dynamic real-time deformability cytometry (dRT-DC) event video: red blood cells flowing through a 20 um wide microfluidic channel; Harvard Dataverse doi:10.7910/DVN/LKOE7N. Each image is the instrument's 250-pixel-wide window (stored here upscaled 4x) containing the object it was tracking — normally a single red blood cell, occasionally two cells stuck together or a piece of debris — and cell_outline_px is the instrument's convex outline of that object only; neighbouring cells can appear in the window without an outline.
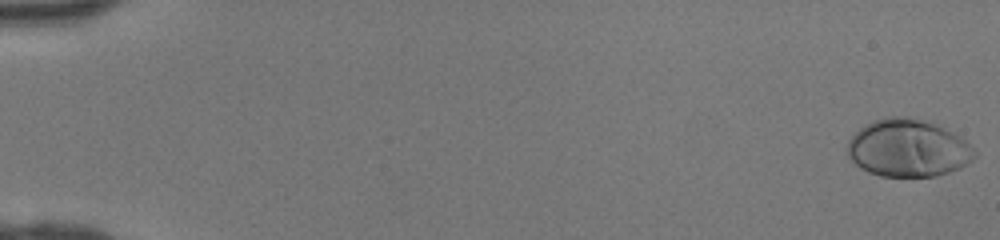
{"species": "human", "species_latin": "Homo sapiens", "temperature_condition": "room temperature", "stored_images_in_passage": 47, "camera_frame_rate_fps": 3000, "um_per_image_px": 0.085, "donor": {"sex": "female"}, "frame": {"image": 1, "passage_image": 1, "time_ms": 0.0, "image_size_px": [1000, 240], "cell_outline_px": [[976, 156], [972, 160], [960, 168], [936, 176], [880, 176], [868, 172], [860, 168], [848, 156], [848, 140], [864, 124], [872, 120], [888, 116], [908, 116], [932, 120], [952, 132], [964, 140], [976, 152]], "centroid_in_image_um": [77.17, 12.56], "position_along_channel_um": 7.8, "area_um2": 42.95}}
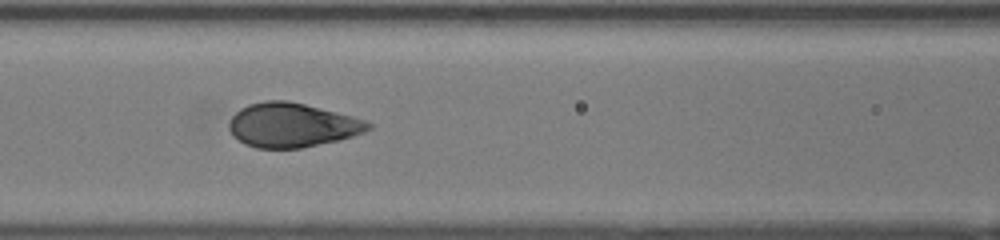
{"frame": {"image": 2, "passage_image": 22, "time_ms": 7.0, "image_size_px": [1000, 240], "cell_outline_px": [[372, 128], [364, 132], [352, 136], [336, 140], [300, 148], [256, 148], [244, 144], [232, 136], [228, 128], [228, 124], [232, 116], [240, 108], [248, 104], [264, 100], [288, 100], [352, 116], [364, 120], [372, 124]], "centroid_in_image_um": [24.77, 10.63], "position_along_channel_um": 141.8, "area_um2": 35.78}}
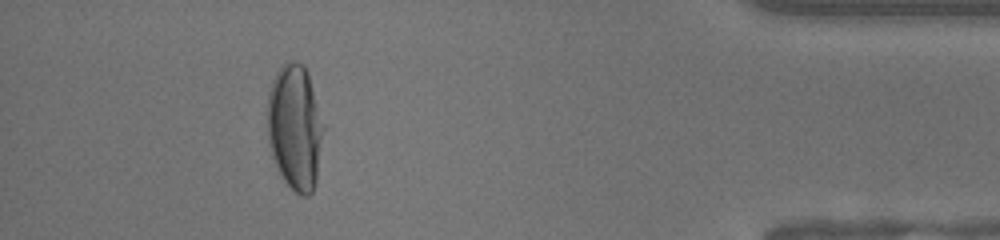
{"frame": {"image": 3, "passage_image": 43, "time_ms": 14.0, "image_size_px": [1000, 240], "cell_outline_px": [[324, 128], [316, 180], [312, 192], [308, 196], [300, 196], [284, 180], [276, 168], [268, 144], [268, 92], [272, 80], [276, 72], [288, 60], [296, 60], [304, 64], [308, 72]], "centroid_in_image_um": [25.06, 10.8], "position_along_channel_um": 410.1, "area_um2": 41.04}}